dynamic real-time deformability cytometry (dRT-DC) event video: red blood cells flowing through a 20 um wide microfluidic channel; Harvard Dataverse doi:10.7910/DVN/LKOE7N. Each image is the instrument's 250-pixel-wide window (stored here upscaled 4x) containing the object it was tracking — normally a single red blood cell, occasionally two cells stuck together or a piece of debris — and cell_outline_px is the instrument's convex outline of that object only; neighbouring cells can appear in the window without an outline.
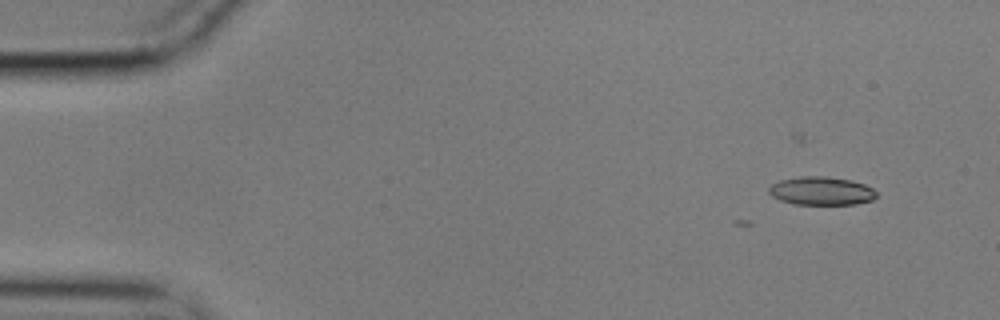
{"species": "common noctule bat (a hibernating species)", "species_latin": "Nyctalus noctula", "temperature_condition": "cold", "stored_images_in_passage": 3, "camera_frame_rate_fps": 3000, "um_per_image_px": 0.085, "animal": {"sex": "male", "body_mass_g": 17.9}, "frame": {"image": 1, "passage_image": 1, "time_ms": 0.0, "image_size_px": [1000, 320], "cell_outline_px": [[876, 196], [872, 200], [856, 204], [792, 204], [780, 200], [772, 196], [768, 192], [768, 188], [772, 184], [780, 180], [800, 176], [824, 176], [852, 180], [864, 184], [872, 188], [876, 192]], "centroid_in_image_um": [69.8, 16.22], "position_along_channel_um": 15.2, "area_um2": 17.8}}